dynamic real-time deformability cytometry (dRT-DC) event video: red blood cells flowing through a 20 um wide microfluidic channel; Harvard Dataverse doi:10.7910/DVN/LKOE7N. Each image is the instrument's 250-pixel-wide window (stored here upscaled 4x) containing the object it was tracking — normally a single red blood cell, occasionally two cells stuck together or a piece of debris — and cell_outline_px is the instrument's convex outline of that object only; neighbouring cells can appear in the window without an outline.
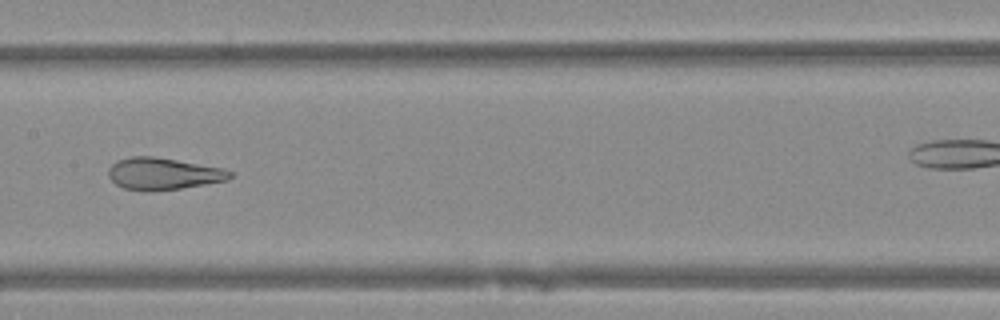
{"species": "Egyptian fruit bat (a non-hibernating species)", "species_latin": "Rousettus aegyptiacus", "temperature_condition": "warm", "stored_images_in_passage": 32, "camera_frame_rate_fps": 3000, "um_per_image_px": 0.085, "animal": {"sex": "female"}, "frame": {"image": 1, "passage_image": 16, "time_ms": 5.0, "image_size_px": [1000, 320], "cell_outline_px": [[232, 176], [228, 180], [180, 188], [148, 192], [124, 188], [116, 184], [108, 176], [108, 168], [116, 160], [132, 156], [152, 156], [224, 168], [232, 172]], "centroid_in_image_um": [13.85, 14.77], "position_along_channel_um": 193.6, "area_um2": 22.6}}
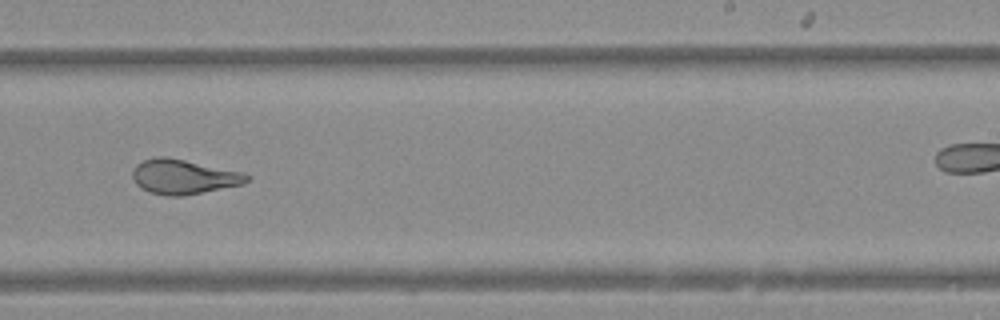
{"frame": {"image": 2, "passage_image": 22, "time_ms": 7.0, "image_size_px": [1000, 320], "cell_outline_px": [[248, 180], [244, 184], [184, 196], [168, 196], [148, 192], [136, 184], [132, 176], [132, 172], [136, 164], [144, 160], [156, 156], [168, 156], [244, 172], [248, 176]], "centroid_in_image_um": [15.6, 15.02], "position_along_channel_um": 273.4, "area_um2": 23.29}}
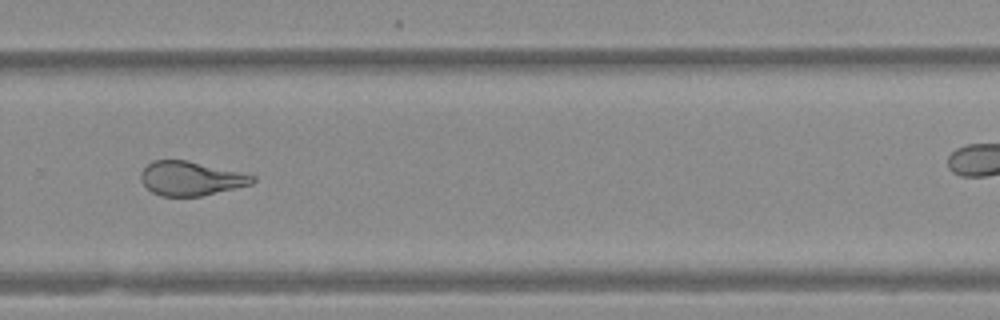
{"frame": {"image": 3, "passage_image": 25, "time_ms": 8.0, "image_size_px": [1000, 320], "cell_outline_px": [[256, 180], [252, 184], [200, 196], [160, 196], [152, 192], [140, 180], [140, 172], [152, 160], [188, 160], [240, 172], [256, 176]], "centroid_in_image_um": [16.2, 15.16], "position_along_channel_um": 313.6, "area_um2": 22.14}}